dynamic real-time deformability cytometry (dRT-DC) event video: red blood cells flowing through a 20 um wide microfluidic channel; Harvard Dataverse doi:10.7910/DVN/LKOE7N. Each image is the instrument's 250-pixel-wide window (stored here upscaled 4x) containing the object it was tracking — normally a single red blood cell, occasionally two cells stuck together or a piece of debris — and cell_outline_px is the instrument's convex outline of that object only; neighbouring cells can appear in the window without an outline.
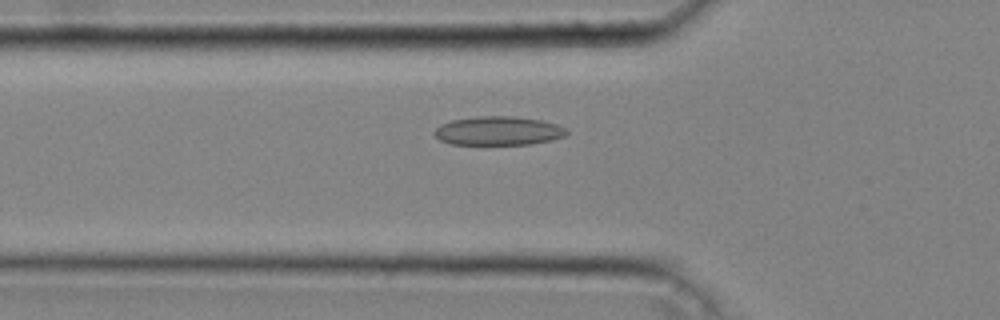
{"species": "common noctule bat (a hibernating species)", "species_latin": "Nyctalus noctula", "temperature_condition": "cold", "stored_images_in_passage": 34, "camera_frame_rate_fps": 3000, "um_per_image_px": 0.085, "animal": {"sex": "male", "body_mass_g": 20.4}, "frame": {"image": 1, "passage_image": 9, "time_ms": 2.667, "image_size_px": [1000, 320], "cell_outline_px": [[568, 132], [564, 136], [552, 140], [532, 144], [452, 144], [440, 140], [432, 132], [440, 124], [452, 120], [476, 116], [516, 116], [540, 120], [556, 124], [564, 128]], "centroid_in_image_um": [42.34, 11.11], "position_along_channel_um": 83.5, "area_um2": 22.2}}
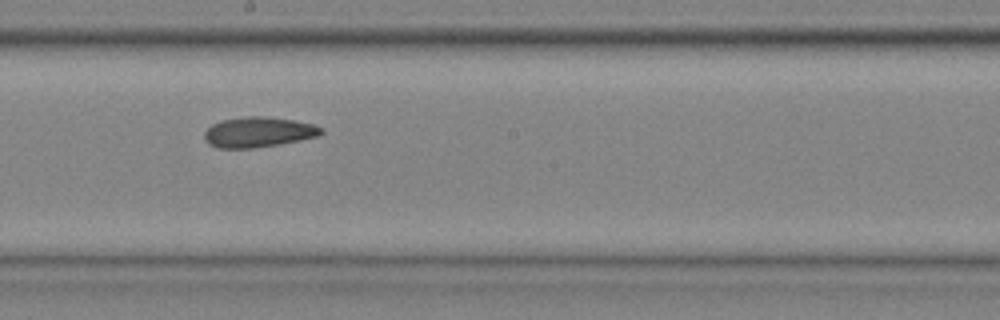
{"frame": {"image": 2, "passage_image": 19, "time_ms": 6.0, "image_size_px": [1000, 320], "cell_outline_px": [[324, 132], [320, 136], [280, 144], [256, 148], [216, 148], [208, 144], [204, 140], [204, 132], [212, 124], [224, 120], [248, 116], [264, 116], [292, 120], [312, 124], [324, 128]], "centroid_in_image_um": [21.97, 11.24], "position_along_channel_um": 226.2, "area_um2": 20.69}}
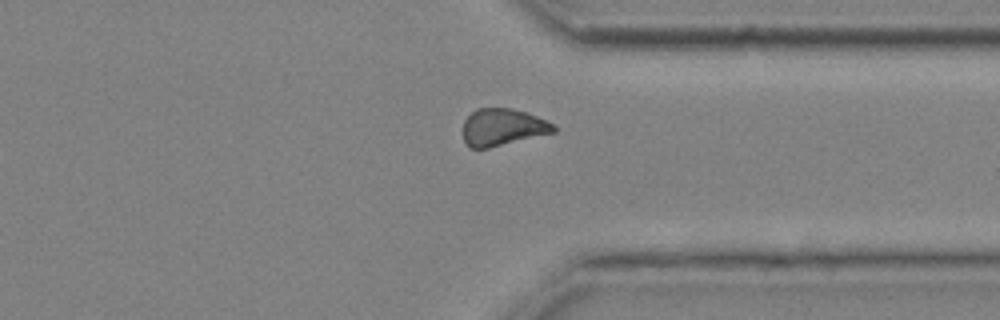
{"frame": {"image": 3, "passage_image": 29, "time_ms": 9.333, "image_size_px": [1000, 320], "cell_outline_px": [[556, 132], [488, 148], [468, 148], [464, 140], [464, 120], [476, 108], [512, 108], [536, 116], [552, 124], [556, 128]], "centroid_in_image_um": [42.7, 10.82], "position_along_channel_um": 368.7, "area_um2": 19.42}, "authors_computed_cell_mechanics": {"area_um2": 20.6924, "velocity_mm_per_s": 4.2832, "shape_relaxation_time_tau1_ms": null, "shape_relaxation_time_tau2_ms": 2.3662, "deformation_change_tau1": null, "deformation_change_tau2": 0.0774}}